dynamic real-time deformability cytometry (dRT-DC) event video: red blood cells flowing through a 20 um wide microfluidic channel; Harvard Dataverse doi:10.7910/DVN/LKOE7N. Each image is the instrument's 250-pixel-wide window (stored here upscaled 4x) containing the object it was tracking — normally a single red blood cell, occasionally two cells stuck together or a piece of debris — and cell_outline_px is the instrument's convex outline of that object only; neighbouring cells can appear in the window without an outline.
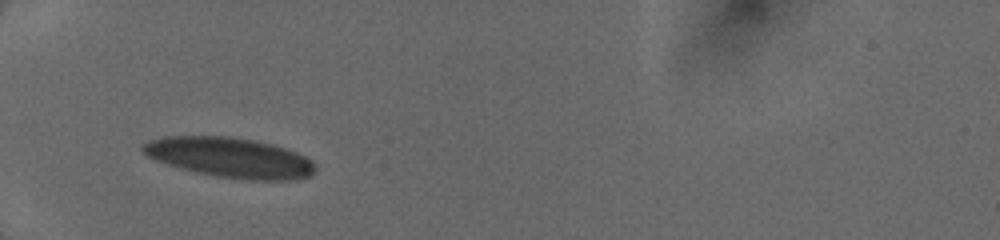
{"species": "human", "species_latin": "Homo sapiens", "temperature_condition": "cold", "stored_images_in_passage": 7, "camera_frame_rate_fps": 3000, "um_per_image_px": 0.085, "donor": {"sex": "female"}, "frame": {"image": 1, "passage_image": 3, "time_ms": 1.333, "image_size_px": [1000, 240], "cell_outline_px": [[316, 168], [312, 176], [296, 180], [248, 180], [212, 176], [180, 168], [156, 160], [148, 156], [140, 148], [148, 140], [164, 136], [228, 136], [256, 140], [272, 144], [296, 152], [304, 156]], "centroid_in_image_um": [19.53, 13.39], "position_along_channel_um": 65.5, "area_um2": 40.29}}
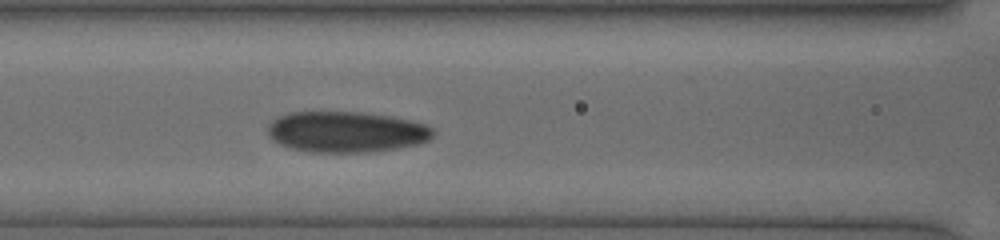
{"frame": {"image": 2, "passage_image": 7, "time_ms": 3.333, "image_size_px": [1000, 240], "cell_outline_px": [[432, 136], [428, 140], [416, 144], [396, 148], [368, 152], [308, 152], [288, 148], [272, 140], [268, 136], [268, 124], [276, 116], [288, 112], [360, 112], [388, 116], [408, 120], [424, 124], [432, 128]], "centroid_in_image_um": [29.34, 11.21], "position_along_channel_um": 137.3, "area_um2": 39.36}}